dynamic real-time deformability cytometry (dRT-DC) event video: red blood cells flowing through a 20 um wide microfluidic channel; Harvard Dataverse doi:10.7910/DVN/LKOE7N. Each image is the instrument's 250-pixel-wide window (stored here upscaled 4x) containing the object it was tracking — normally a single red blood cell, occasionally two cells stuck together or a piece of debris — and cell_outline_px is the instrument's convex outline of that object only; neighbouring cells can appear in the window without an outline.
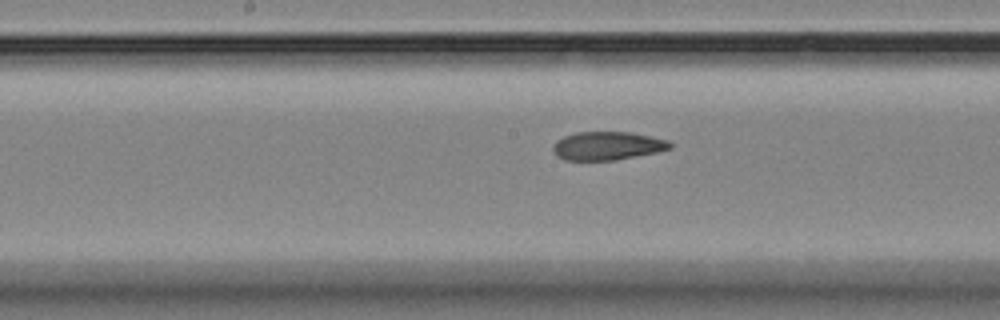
{"species": "Egyptian fruit bat (a non-hibernating species)", "species_latin": "Rousettus aegyptiacus", "temperature_condition": "room temperature", "stored_images_in_passage": 7, "segment_of_instrument_passage": [2, 2], "camera_frame_rate_fps": 3000, "um_per_image_px": 0.085, "animal": {"sex": "female"}, "frame": {"image": 1, "passage_image": 7, "time_ms": 7.0, "image_size_px": [1000, 320], "cell_outline_px": [[672, 148], [656, 152], [616, 160], [564, 160], [556, 156], [552, 148], [552, 144], [556, 140], [564, 136], [576, 132], [632, 132], [668, 140], [672, 144]], "centroid_in_image_um": [51.6, 12.39], "position_along_channel_um": 196.6, "area_um2": 19.48}}